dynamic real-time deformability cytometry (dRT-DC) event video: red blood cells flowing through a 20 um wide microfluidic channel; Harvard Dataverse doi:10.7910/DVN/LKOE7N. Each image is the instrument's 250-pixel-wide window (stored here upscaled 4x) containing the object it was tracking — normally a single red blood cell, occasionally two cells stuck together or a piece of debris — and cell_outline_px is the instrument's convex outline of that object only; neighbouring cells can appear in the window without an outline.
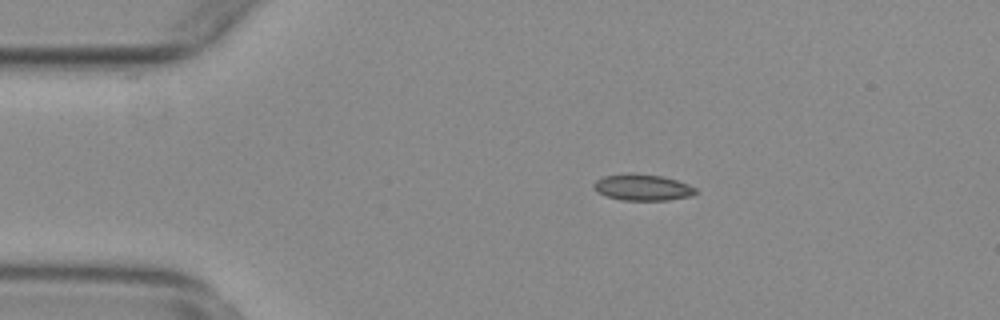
{"species": "common noctule bat (a hibernating species)", "species_latin": "Nyctalus noctula", "temperature_condition": "warm", "stored_images_in_passage": 47, "camera_frame_rate_fps": 3000, "um_per_image_px": 0.085, "animal": {"sex": "female", "body_mass_g": 29.2, "forearm_length_mm": 56.3}, "frame": {"image": 1, "passage_image": 3, "time_ms": 0.667, "image_size_px": [1000, 320], "cell_outline_px": [[696, 192], [692, 196], [668, 200], [620, 200], [604, 196], [596, 192], [592, 184], [596, 180], [604, 176], [628, 172], [632, 172], [664, 176], [688, 184], [696, 188]], "centroid_in_image_um": [54.57, 15.92], "position_along_channel_um": 30.4, "area_um2": 15.95}}
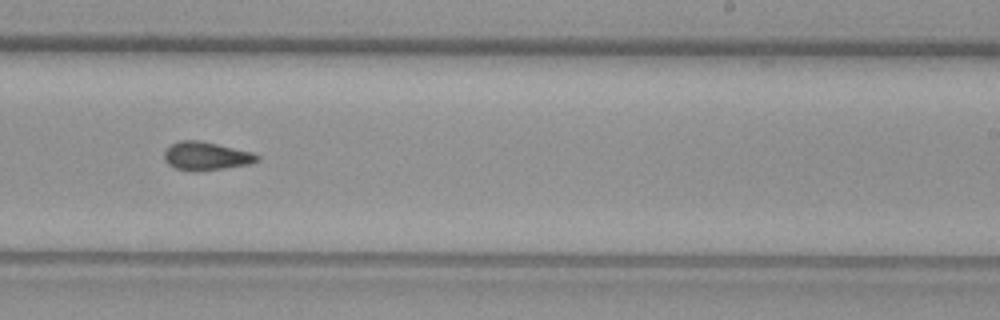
{"frame": {"image": 2, "passage_image": 26, "time_ms": 8.333, "image_size_px": [1000, 320], "cell_outline_px": [[260, 160], [248, 164], [224, 168], [196, 172], [176, 168], [168, 164], [164, 160], [164, 152], [172, 144], [180, 140], [200, 140], [252, 152], [260, 156]], "centroid_in_image_um": [17.52, 13.26], "position_along_channel_um": 271.5, "area_um2": 15.32}}
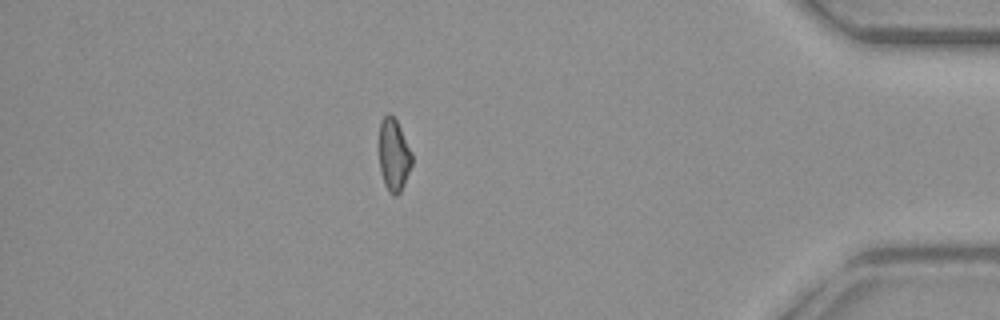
{"frame": {"image": 3, "passage_image": 40, "time_ms": 13.0, "image_size_px": [1000, 320], "cell_outline_px": [[412, 164], [404, 184], [400, 192], [396, 196], [392, 196], [388, 192], [384, 184], [380, 172], [380, 120], [388, 112], [396, 120], [412, 152]], "centroid_in_image_um": [33.47, 13.21], "position_along_channel_um": 401.7, "area_um2": 13.81}, "authors_computed_cell_mechanics": {"area_um2": 14.9124, "velocity_mm_per_s": 3.7912, "shape_relaxation_time_tau1_ms": null, "shape_relaxation_time_tau2_ms": 2.5455, "deformation_change_tau1": null, "deformation_change_tau2": 0.0762}}